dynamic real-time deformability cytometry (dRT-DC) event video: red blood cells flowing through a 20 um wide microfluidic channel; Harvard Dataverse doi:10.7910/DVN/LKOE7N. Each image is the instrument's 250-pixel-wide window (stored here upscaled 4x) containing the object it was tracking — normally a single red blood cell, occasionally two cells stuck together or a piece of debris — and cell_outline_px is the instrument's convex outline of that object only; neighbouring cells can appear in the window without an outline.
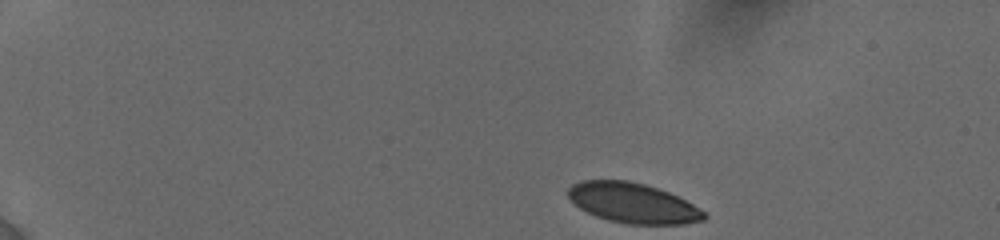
{"species": "human", "species_latin": "Homo sapiens", "temperature_condition": "cold", "stored_images_in_passage": 18, "camera_frame_rate_fps": 3000, "um_per_image_px": 0.085, "donor": {"sex": "female"}, "frame": {"image": 1, "passage_image": 1, "time_ms": 0.0, "image_size_px": [1000, 240], "cell_outline_px": [[708, 216], [704, 220], [684, 224], [628, 224], [608, 220], [596, 216], [580, 208], [568, 196], [568, 188], [572, 184], [584, 180], [628, 180], [644, 184], [668, 192], [692, 204], [704, 212]], "centroid_in_image_um": [53.79, 17.26], "position_along_channel_um": 31.2, "area_um2": 31.44}}